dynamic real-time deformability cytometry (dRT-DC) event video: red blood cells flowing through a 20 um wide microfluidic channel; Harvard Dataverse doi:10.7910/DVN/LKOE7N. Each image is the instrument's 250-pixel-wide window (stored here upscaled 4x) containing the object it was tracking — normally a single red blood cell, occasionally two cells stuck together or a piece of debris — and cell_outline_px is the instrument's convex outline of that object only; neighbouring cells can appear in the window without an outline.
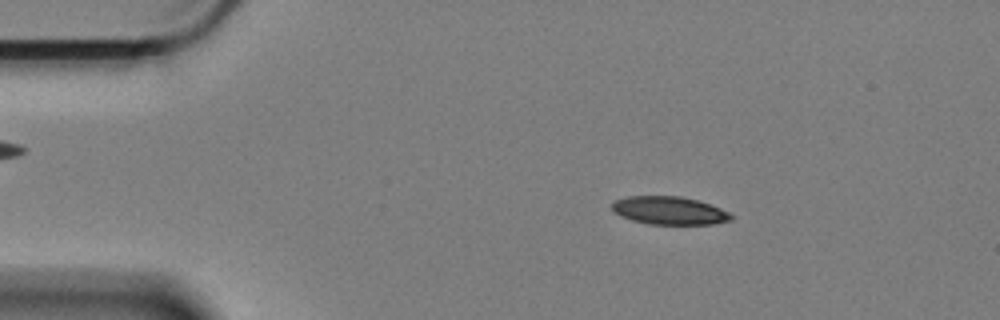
{"species": "Egyptian fruit bat (a non-hibernating species)", "species_latin": "Rousettus aegyptiacus", "temperature_condition": "cold", "stored_images_in_passage": 56, "camera_frame_rate_fps": 3000, "um_per_image_px": 0.085, "animal": {"sex": "female"}, "frame": {"image": 1, "passage_image": 7, "time_ms": 2.0, "image_size_px": [1000, 320], "cell_outline_px": [[732, 220], [712, 224], [648, 224], [632, 220], [616, 212], [612, 208], [612, 200], [628, 196], [680, 196], [696, 200], [720, 208], [728, 212], [732, 216]], "centroid_in_image_um": [56.88, 17.89], "position_along_channel_um": 28.1, "area_um2": 19.25}}
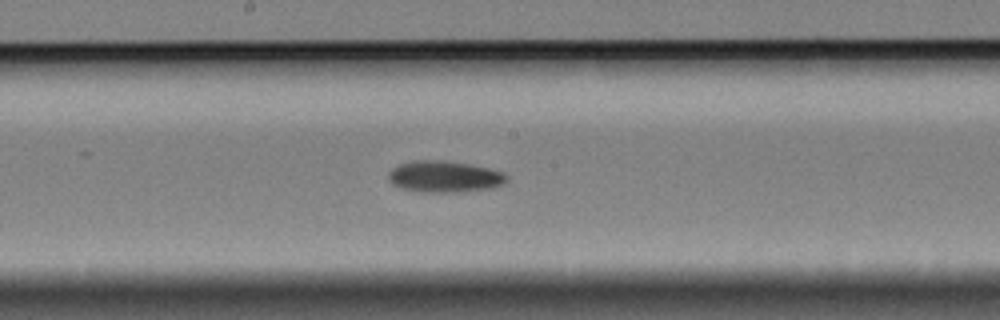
{"frame": {"image": 2, "passage_image": 28, "time_ms": 9.0, "image_size_px": [1000, 320], "cell_outline_px": [[508, 180], [492, 188], [464, 192], [416, 192], [400, 188], [392, 184], [388, 180], [388, 172], [392, 168], [400, 164], [412, 160], [444, 160], [468, 164], [488, 168], [504, 172], [508, 176]], "centroid_in_image_um": [37.74, 15.02], "position_along_channel_um": 210.5, "area_um2": 21.96}}
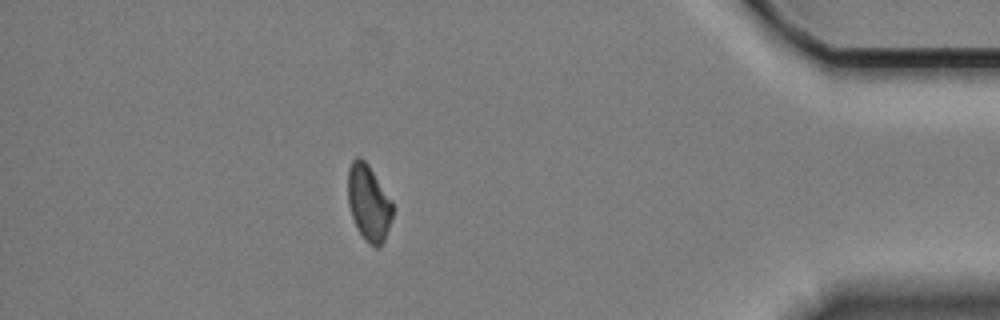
{"frame": {"image": 3, "passage_image": 49, "time_ms": 16.0, "image_size_px": [1000, 320], "cell_outline_px": [[392, 216], [384, 240], [376, 248], [356, 228], [348, 204], [348, 168], [352, 160], [356, 156], [360, 156], [368, 164], [392, 204]], "centroid_in_image_um": [31.29, 17.19], "position_along_channel_um": 403.9, "area_um2": 19.19}, "authors_computed_cell_mechanics": {"area_um2": 20.4323, "velocity_mm_per_s": 3.3843, "shape_relaxation_time_tau1_ms": 5.3226, "shape_relaxation_time_tau2_ms": 11.2461, "deformation_change_tau1": 0.1391, "deformation_change_tau2": 0.1569}}